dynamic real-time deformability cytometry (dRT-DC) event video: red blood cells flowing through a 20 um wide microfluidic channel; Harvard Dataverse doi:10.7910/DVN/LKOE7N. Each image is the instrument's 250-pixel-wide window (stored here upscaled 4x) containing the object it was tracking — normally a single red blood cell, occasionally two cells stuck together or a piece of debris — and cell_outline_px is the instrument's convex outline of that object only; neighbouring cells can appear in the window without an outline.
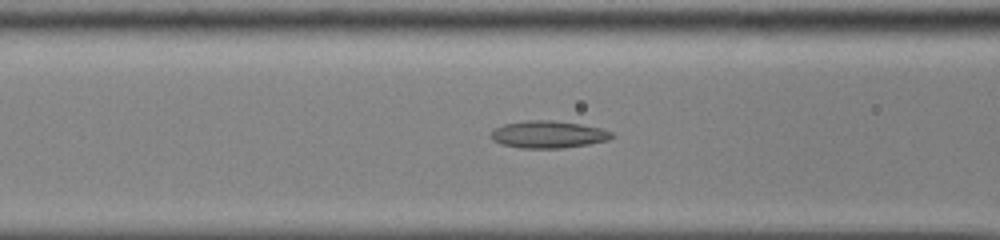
{"species": "common noctule bat (a hibernating species)", "species_latin": "Nyctalus noctula", "temperature_condition": "cold", "stored_images_in_passage": 54, "camera_frame_rate_fps": 3000, "um_per_image_px": 0.085, "animal": {"sex": "male", "body_mass_g": 13.0, "forearm_length_mm": 53.1}, "frame": {"image": 1, "passage_image": 24, "time_ms": 7.667, "image_size_px": [1000, 240], "cell_outline_px": [[616, 136], [608, 140], [588, 144], [564, 148], [520, 148], [500, 144], [492, 140], [492, 132], [496, 128], [504, 124], [528, 120], [552, 120], [580, 124], [600, 128], [612, 132]], "centroid_in_image_um": [46.62, 11.43], "position_along_channel_um": 120.0, "area_um2": 19.13}}
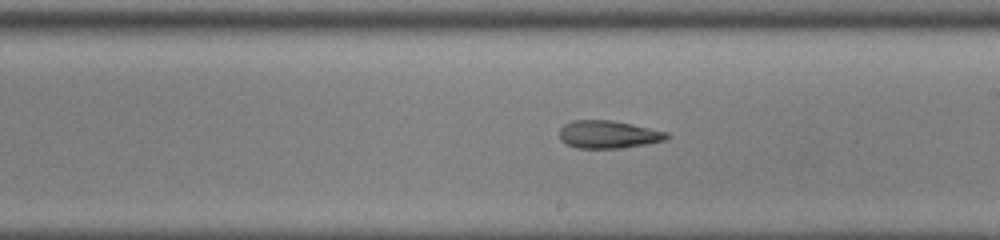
{"frame": {"image": 2, "passage_image": 33, "time_ms": 10.667, "image_size_px": [1000, 240], "cell_outline_px": [[672, 136], [664, 140], [644, 144], [620, 148], [576, 148], [560, 140], [560, 128], [564, 124], [572, 120], [612, 120], [632, 124], [668, 132]], "centroid_in_image_um": [51.7, 11.42], "position_along_channel_um": 237.3, "area_um2": 17.34}}
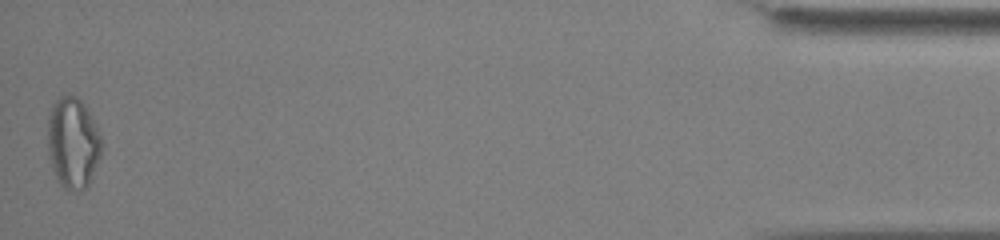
{"frame": {"image": 3, "passage_image": 54, "time_ms": 17.667, "image_size_px": [1000, 240], "cell_outline_px": [[100, 156], [92, 176], [88, 184], [84, 188], [64, 188], [56, 180], [52, 168], [48, 152], [48, 116], [52, 104], [60, 96], [76, 96], [84, 104], [100, 136]], "centroid_in_image_um": [6.16, 12.13], "position_along_channel_um": 429.0, "area_um2": 27.92}, "authors_computed_cell_mechanics": {"area_um2": 19.8543, "velocity_mm_per_s": 3.9095, "shape_relaxation_time_tau1_ms": null, "shape_relaxation_time_tau2_ms": 4.9398, "deformation_change_tau1": null, "deformation_change_tau2": 0.1442}}